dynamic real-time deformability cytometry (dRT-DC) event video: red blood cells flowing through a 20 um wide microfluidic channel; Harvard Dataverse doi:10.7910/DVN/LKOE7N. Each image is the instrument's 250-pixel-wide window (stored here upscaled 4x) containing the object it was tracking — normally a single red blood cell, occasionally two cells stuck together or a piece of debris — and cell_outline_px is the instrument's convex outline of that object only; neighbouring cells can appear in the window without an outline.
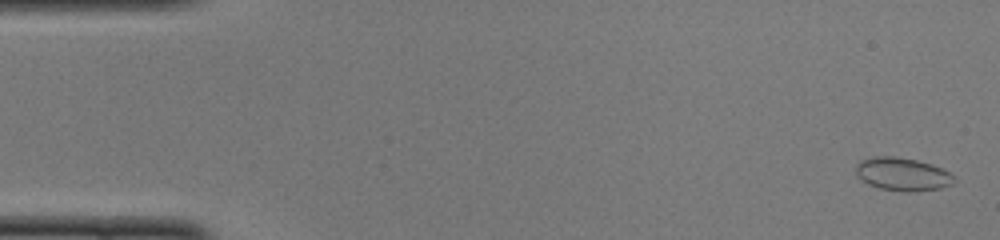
{"species": "common noctule bat (a hibernating species)", "species_latin": "Nyctalus noctula", "temperature_condition": "cold", "stored_images_in_passage": 51, "camera_frame_rate_fps": 3000, "um_per_image_px": 0.085, "animal": {"sex": "female", "body_mass_g": 22.0, "forearm_length_mm": 56.7}, "frame": {"image": 1, "passage_image": 2, "time_ms": 0.333, "image_size_px": [1000, 240], "cell_outline_px": [[956, 180], [952, 184], [940, 188], [908, 192], [904, 192], [880, 188], [868, 184], [856, 176], [856, 164], [860, 160], [876, 156], [896, 156], [916, 160], [932, 164], [956, 176]], "centroid_in_image_um": [76.7, 14.8], "position_along_channel_um": 8.3, "area_um2": 19.02}}
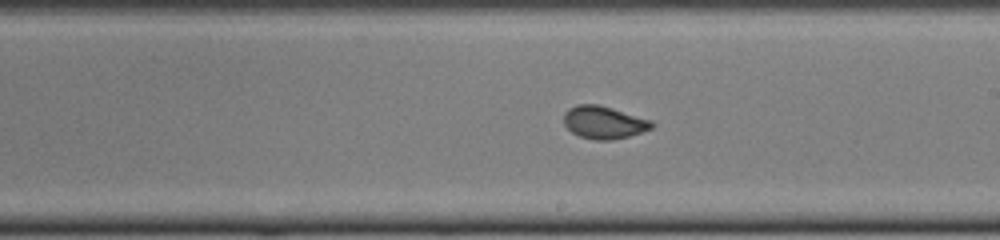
{"frame": {"image": 2, "passage_image": 29, "time_ms": 9.333, "image_size_px": [1000, 240], "cell_outline_px": [[656, 124], [652, 128], [628, 136], [612, 140], [596, 140], [580, 136], [572, 132], [564, 124], [564, 112], [568, 108], [576, 104], [596, 104], [612, 108], [652, 120]], "centroid_in_image_um": [51.33, 10.39], "position_along_channel_um": 237.7, "area_um2": 16.7}}
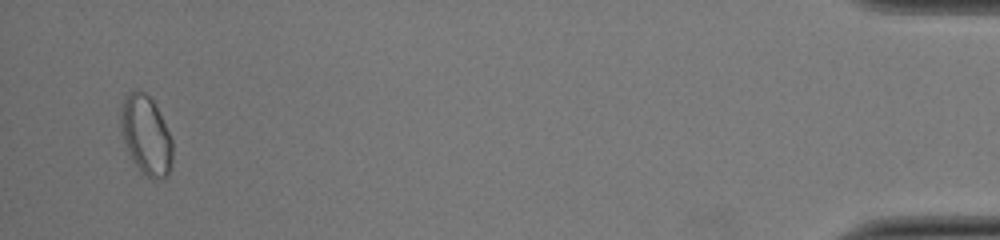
{"frame": {"image": 3, "passage_image": 49, "time_ms": 16.0, "image_size_px": [1000, 240], "cell_outline_px": [[172, 160], [168, 176], [156, 180], [152, 180], [136, 164], [128, 152], [124, 140], [120, 124], [120, 108], [124, 96], [136, 88], [144, 92], [152, 100], [172, 140]], "centroid_in_image_um": [12.4, 11.47], "position_along_channel_um": 422.8, "area_um2": 23.52}, "authors_computed_cell_mechanics": {"area_um2": 17.5712, "velocity_mm_per_s": 3.9979, "shape_relaxation_time_tau1_ms": 5.6034, "shape_relaxation_time_tau2_ms": 1.1894, "deformation_change_tau1": 0.1188, "deformation_change_tau2": 0.0288}}